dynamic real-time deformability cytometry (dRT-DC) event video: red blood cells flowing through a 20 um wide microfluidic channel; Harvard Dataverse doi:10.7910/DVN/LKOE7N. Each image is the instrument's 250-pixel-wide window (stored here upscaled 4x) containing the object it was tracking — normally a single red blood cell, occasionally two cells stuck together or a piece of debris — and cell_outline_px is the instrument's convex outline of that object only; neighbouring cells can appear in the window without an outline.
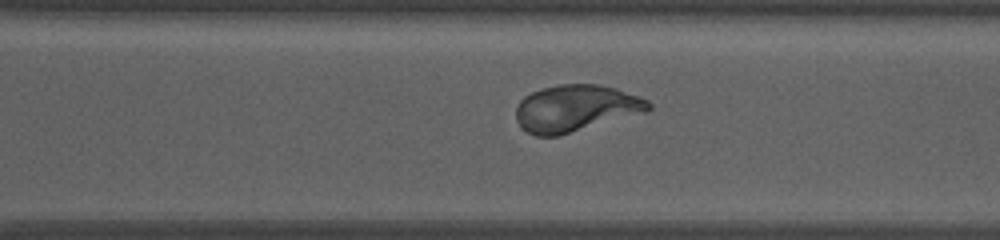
{"species": "human", "species_latin": "Homo sapiens", "temperature_condition": "warm", "stored_images_in_passage": 63, "camera_frame_rate_fps": 3000, "um_per_image_px": 0.085, "donor": {"sex": "female"}, "frame": {"image": 1, "passage_image": 51, "time_ms": 16.667, "image_size_px": [1000, 240], "cell_outline_px": [[652, 108], [648, 112], [560, 136], [536, 136], [528, 132], [516, 120], [516, 104], [524, 96], [532, 92], [544, 88], [560, 84], [600, 84], [616, 88], [648, 100], [652, 104]], "centroid_in_image_um": [48.97, 9.21], "position_along_channel_um": 321.6, "area_um2": 36.41}}